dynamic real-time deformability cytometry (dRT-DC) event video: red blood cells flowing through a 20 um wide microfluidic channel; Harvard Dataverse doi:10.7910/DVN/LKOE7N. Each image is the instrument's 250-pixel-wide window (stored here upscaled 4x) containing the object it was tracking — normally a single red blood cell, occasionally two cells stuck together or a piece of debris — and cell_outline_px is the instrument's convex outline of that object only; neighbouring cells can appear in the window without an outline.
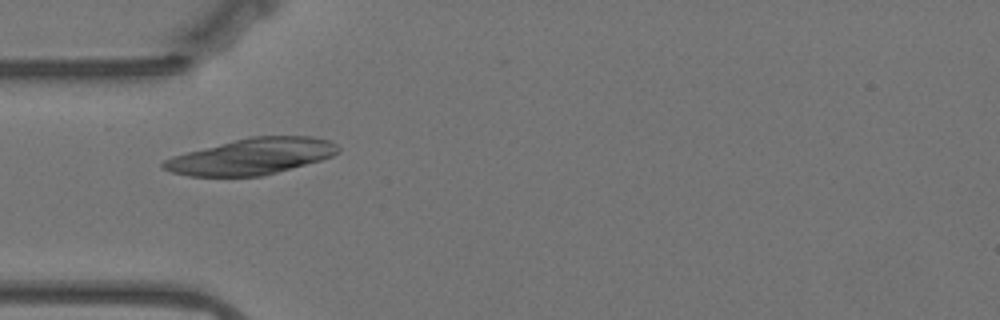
{"species": "Egyptian fruit bat (a non-hibernating species)", "species_latin": "Rousettus aegyptiacus", "temperature_condition": "warm", "stored_images_in_passage": 57, "camera_frame_rate_fps": 3000, "um_per_image_px": 0.085, "animal": {"sex": "female"}, "frame": {"image": 1, "passage_image": 17, "time_ms": 5.333, "image_size_px": [1000, 320], "cell_outline_px": [[340, 152], [332, 156], [320, 160], [276, 172], [260, 176], [188, 176], [172, 172], [160, 168], [160, 164], [164, 160], [172, 156], [252, 136], [312, 136], [328, 140], [336, 144], [340, 148]], "centroid_in_image_um": [21.38, 13.3], "position_along_channel_um": 63.6, "area_um2": 36.36}}
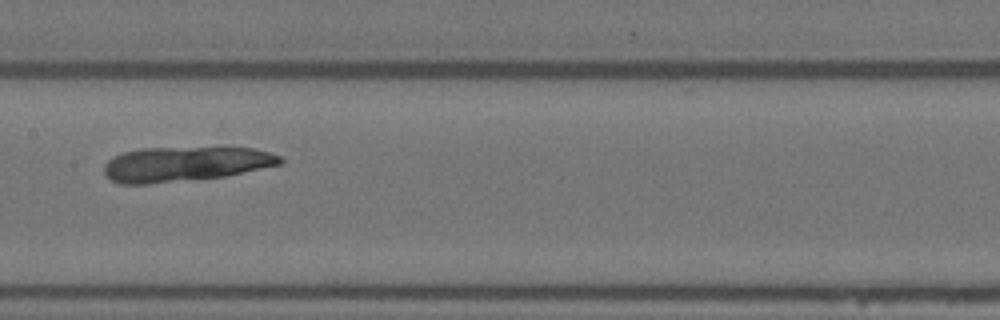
{"frame": {"image": 2, "passage_image": 28, "time_ms": 9.0, "image_size_px": [1000, 320], "cell_outline_px": [[284, 160], [280, 164], [224, 176], [148, 184], [120, 184], [104, 176], [104, 164], [112, 156], [120, 152], [140, 148], [252, 148], [268, 152], [280, 156]], "centroid_in_image_um": [15.64, 13.94], "position_along_channel_um": 191.8, "area_um2": 35.49}}
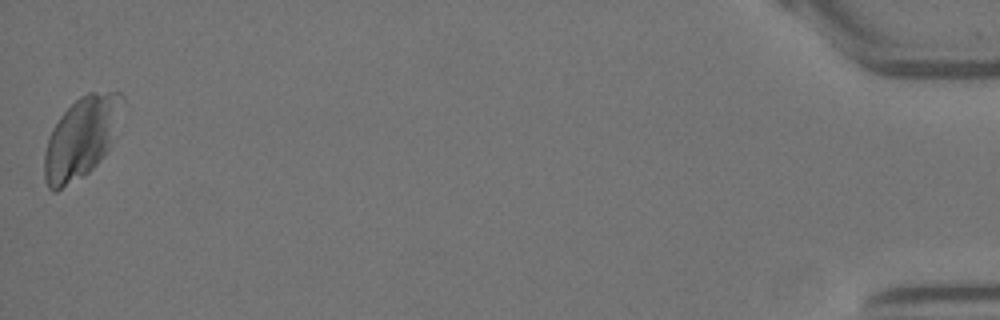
{"frame": {"image": 3, "passage_image": 57, "time_ms": 18.667, "image_size_px": [1000, 320], "cell_outline_px": [[124, 100], [108, 148], [100, 160], [88, 172], [56, 192], [52, 192], [48, 188], [44, 176], [44, 152], [48, 136], [52, 128], [60, 116], [80, 96], [88, 92], [120, 92], [124, 96]], "centroid_in_image_um": [6.85, 11.7], "position_along_channel_um": 428.3, "area_um2": 36.24}}